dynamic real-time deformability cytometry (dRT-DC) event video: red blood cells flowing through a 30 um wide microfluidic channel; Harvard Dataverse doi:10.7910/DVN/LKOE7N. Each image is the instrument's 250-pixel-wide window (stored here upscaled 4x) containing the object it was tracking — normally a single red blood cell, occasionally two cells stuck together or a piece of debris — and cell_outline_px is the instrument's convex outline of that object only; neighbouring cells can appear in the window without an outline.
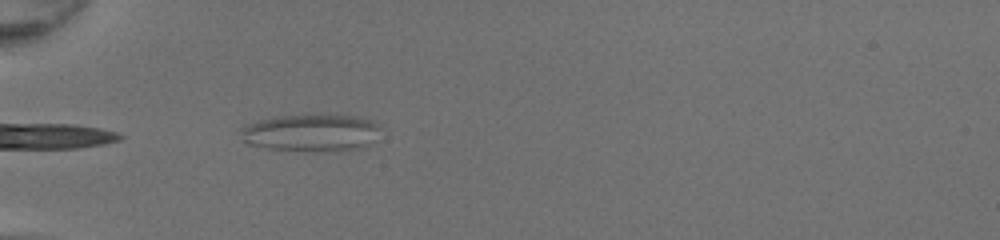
{"species": "common noctule bat (a hibernating species)", "species_latin": "Nyctalus noctula", "temperature_condition": "room temperature", "stored_images_in_passage": 20, "camera_frame_rate_fps": 3000, "um_per_image_px": 0.085, "animal": {"sex": "female", "body_mass_g": 20.0, "forearm_length_mm": 54.0}, "frame": {"image": 1, "passage_image": 1, "time_ms": 0.0, "image_size_px": [1000, 240], "cell_outline_px": [[380, 128], [368, 144], [360, 148], [340, 152], [316, 152], [268, 148], [248, 144], [244, 140], [240, 128], [244, 124], [260, 120], [284, 116], [352, 116], [372, 120]], "centroid_in_image_um": [26.42, 11.32], "position_along_channel_um": 58.6, "area_um2": 29.94}}